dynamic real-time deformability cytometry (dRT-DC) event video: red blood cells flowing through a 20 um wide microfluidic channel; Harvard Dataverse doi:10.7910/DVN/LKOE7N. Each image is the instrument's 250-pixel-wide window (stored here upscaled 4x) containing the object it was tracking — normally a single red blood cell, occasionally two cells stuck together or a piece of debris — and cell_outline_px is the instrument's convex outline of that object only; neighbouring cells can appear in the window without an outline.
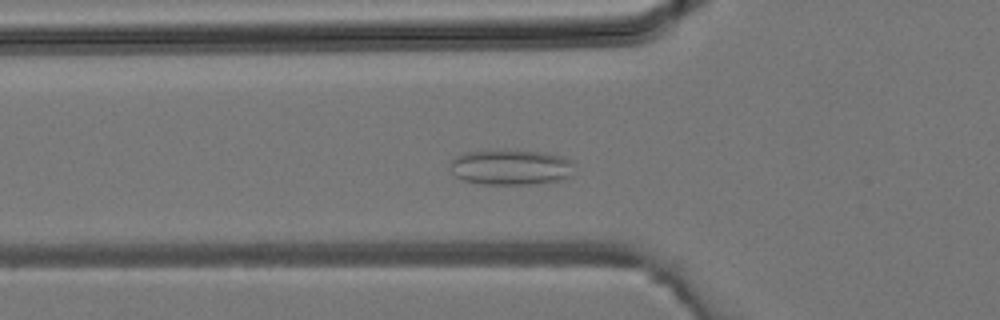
{"species": "common noctule bat (a hibernating species)", "species_latin": "Nyctalus noctula", "temperature_condition": "room temperature", "stored_images_in_passage": 35, "camera_frame_rate_fps": 3000, "um_per_image_px": 0.085, "animal": {"sex": "male", "body_mass_g": 19.2, "forearm_length_mm": 51.8}, "frame": {"image": 1, "passage_image": 10, "time_ms": 3.0, "image_size_px": [1000, 320], "cell_outline_px": [[572, 176], [560, 180], [532, 184], [480, 184], [464, 180], [456, 176], [448, 168], [452, 160], [456, 156], [464, 152], [488, 148], [504, 148], [548, 152], [572, 160]], "centroid_in_image_um": [43.38, 14.16], "position_along_channel_um": 82.4, "area_um2": 26.59}}
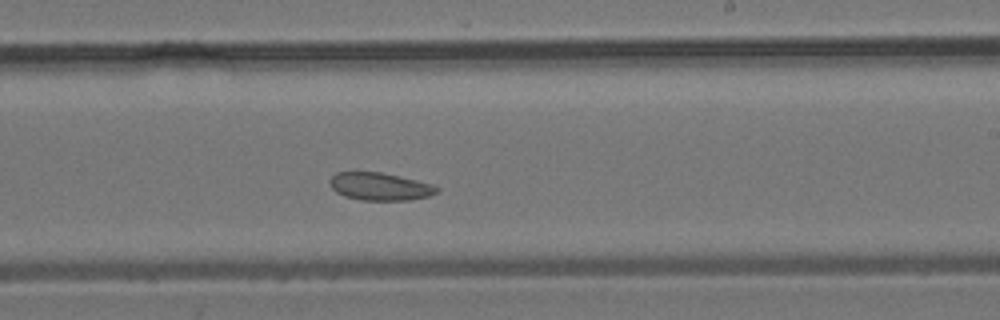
{"frame": {"image": 2, "passage_image": 20, "time_ms": 6.333, "image_size_px": [1000, 320], "cell_outline_px": [[440, 192], [428, 196], [408, 200], [360, 200], [344, 196], [336, 192], [332, 188], [328, 180], [336, 172], [380, 172], [400, 176], [432, 184], [440, 188]], "centroid_in_image_um": [32.29, 15.85], "position_along_channel_um": 256.7, "area_um2": 17.34}}
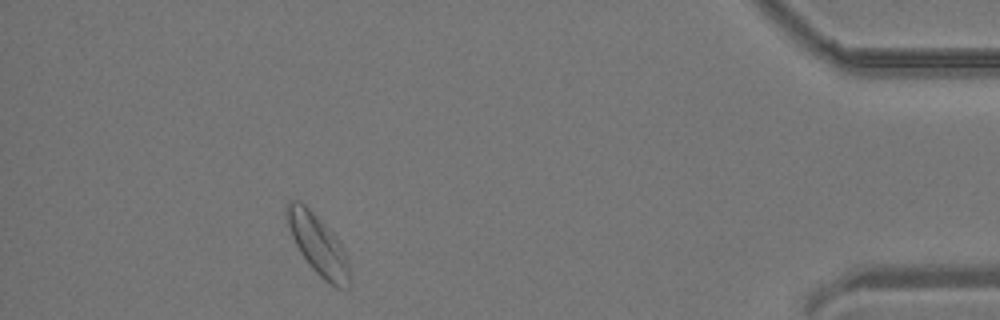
{"frame": {"image": 3, "passage_image": 32, "time_ms": 10.333, "image_size_px": [1000, 320], "cell_outline_px": [[348, 288], [336, 288], [324, 280], [308, 264], [300, 252], [292, 236], [288, 224], [288, 200], [300, 200], [332, 232], [344, 248], [348, 260]], "centroid_in_image_um": [27.05, 20.83], "position_along_channel_um": 408.2, "area_um2": 21.27}}